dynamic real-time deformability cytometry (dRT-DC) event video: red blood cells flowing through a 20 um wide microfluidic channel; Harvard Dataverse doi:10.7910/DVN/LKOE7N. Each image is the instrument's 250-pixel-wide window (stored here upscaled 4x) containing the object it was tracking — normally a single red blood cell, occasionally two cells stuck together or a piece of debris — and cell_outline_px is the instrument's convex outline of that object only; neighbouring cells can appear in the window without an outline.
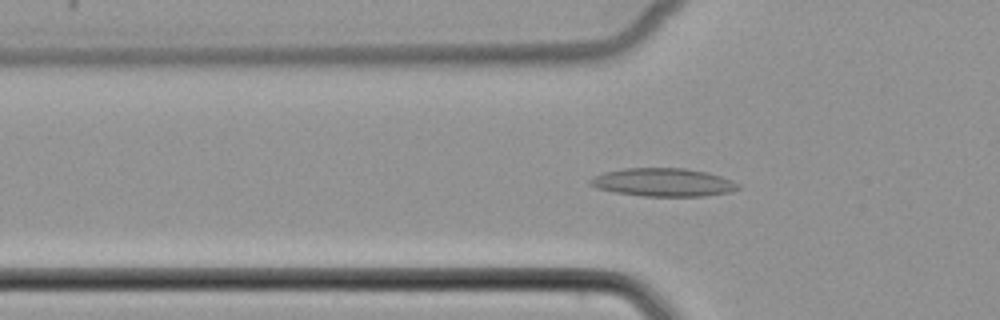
{"species": "common noctule bat (a hibernating species)", "species_latin": "Nyctalus noctula", "temperature_condition": "cold", "stored_images_in_passage": 47, "camera_frame_rate_fps": 3000, "um_per_image_px": 0.085, "animal": {"sex": "female", "body_mass_g": 22.7, "forearm_length_mm": 54.2}, "frame": {"image": 1, "passage_image": 13, "time_ms": 4.0, "image_size_px": [1000, 320], "cell_outline_px": [[740, 188], [732, 192], [704, 196], [644, 196], [616, 192], [596, 188], [588, 184], [588, 180], [592, 176], [604, 172], [624, 168], [684, 168], [708, 172], [732, 180], [740, 184]], "centroid_in_image_um": [56.37, 15.49], "position_along_channel_um": 69.4, "area_um2": 24.51}}
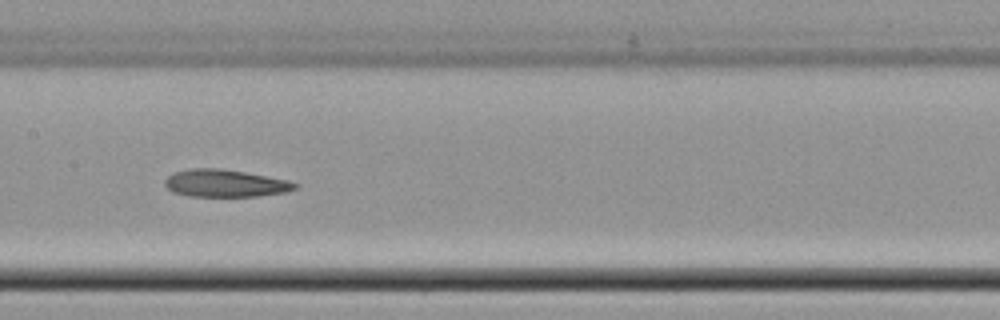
{"frame": {"image": 2, "passage_image": 22, "time_ms": 7.0, "image_size_px": [1000, 320], "cell_outline_px": [[300, 188], [288, 192], [256, 196], [188, 196], [172, 192], [164, 184], [164, 180], [168, 176], [176, 172], [192, 168], [220, 168], [244, 172], [288, 180], [300, 184]], "centroid_in_image_um": [19.18, 15.58], "position_along_channel_um": 188.2, "area_um2": 20.87}}
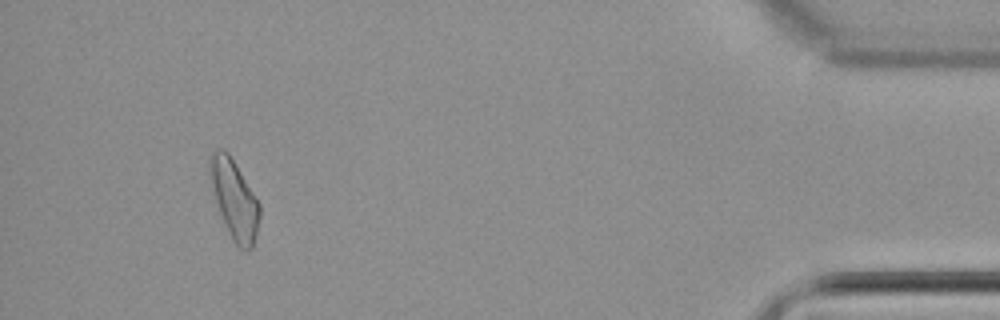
{"frame": {"image": 3, "passage_image": 44, "time_ms": 14.333, "image_size_px": [1000, 320], "cell_outline_px": [[260, 216], [256, 236], [252, 248], [244, 252], [232, 240], [228, 232], [220, 212], [216, 200], [208, 172], [208, 160], [212, 152], [216, 148], [224, 148], [228, 152], [236, 164], [260, 204]], "centroid_in_image_um": [19.91, 16.92], "position_along_channel_um": 415.3, "area_um2": 22.89}}